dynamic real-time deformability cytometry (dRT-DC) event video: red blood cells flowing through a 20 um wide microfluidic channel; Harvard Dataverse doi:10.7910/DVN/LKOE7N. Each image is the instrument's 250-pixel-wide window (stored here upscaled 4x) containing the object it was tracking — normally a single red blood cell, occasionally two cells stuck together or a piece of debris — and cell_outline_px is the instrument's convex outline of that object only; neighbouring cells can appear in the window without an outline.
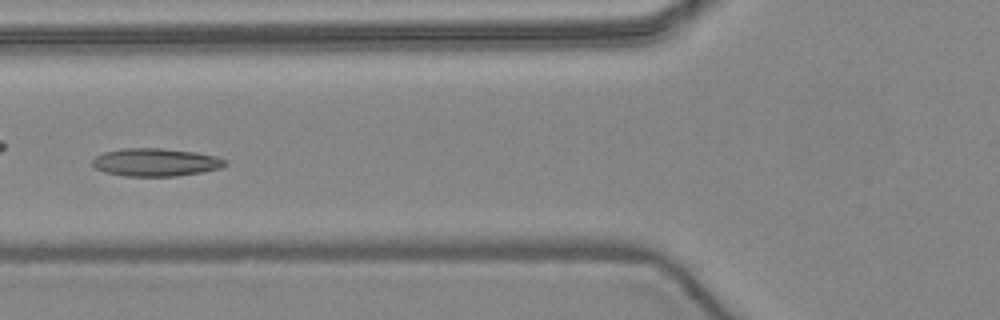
{"species": "common noctule bat (a hibernating species)", "species_latin": "Nyctalus noctula", "temperature_condition": "warm", "stored_images_in_passage": 5, "camera_frame_rate_fps": 3000, "um_per_image_px": 0.085, "animal": {"sex": "female", "body_mass_g": 24.6, "forearm_length_mm": 56.2}, "frame": {"image": 1, "passage_image": 5, "time_ms": 4.667, "image_size_px": [1000, 320], "cell_outline_px": [[228, 164], [220, 168], [200, 172], [176, 176], [124, 176], [104, 172], [96, 168], [92, 164], [92, 160], [96, 156], [104, 152], [124, 148], [164, 148], [196, 152], [216, 156], [228, 160]], "centroid_in_image_um": [13.24, 13.79], "position_along_channel_um": 112.6, "area_um2": 21.68}}